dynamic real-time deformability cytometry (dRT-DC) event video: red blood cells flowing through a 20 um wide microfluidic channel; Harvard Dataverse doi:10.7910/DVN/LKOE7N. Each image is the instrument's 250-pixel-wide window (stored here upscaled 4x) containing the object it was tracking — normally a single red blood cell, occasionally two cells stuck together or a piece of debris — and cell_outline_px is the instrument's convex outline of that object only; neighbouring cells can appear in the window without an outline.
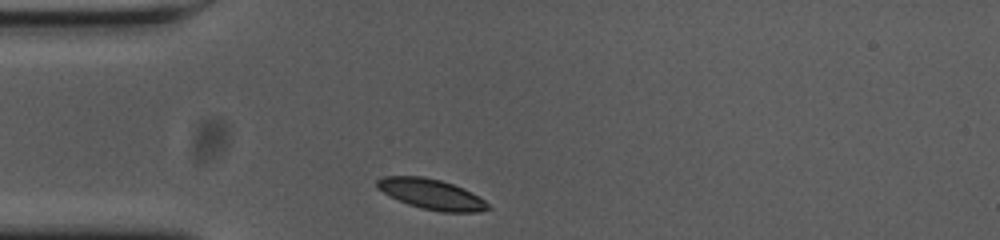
{"species": "common noctule bat (a hibernating species)", "species_latin": "Nyctalus noctula", "temperature_condition": "cold", "stored_images_in_passage": 31, "camera_frame_rate_fps": 3000, "um_per_image_px": 0.085, "animal": {"sex": "female", "body_mass_g": 23.0, "forearm_length_mm": 53.4}, "frame": {"image": 1, "passage_image": 1, "time_ms": 0.0, "image_size_px": [1000, 240], "cell_outline_px": [[492, 208], [480, 212], [444, 212], [420, 208], [408, 204], [376, 188], [376, 180], [384, 176], [424, 176], [440, 180], [464, 188], [484, 200]], "centroid_in_image_um": [36.68, 16.5], "position_along_channel_um": 48.3, "area_um2": 19.48}}
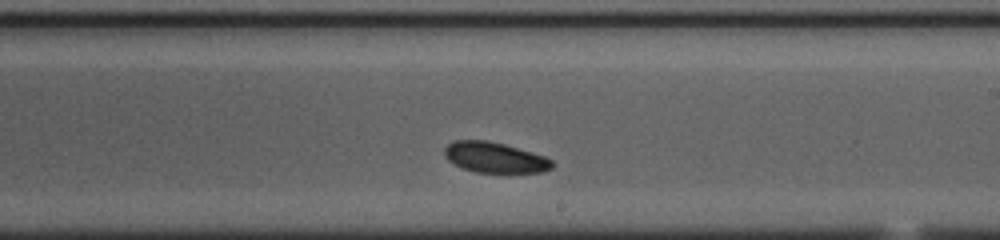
{"frame": {"image": 2, "passage_image": 19, "time_ms": 6.0, "image_size_px": [1000, 240], "cell_outline_px": [[556, 164], [552, 168], [544, 172], [476, 172], [464, 168], [448, 160], [444, 156], [444, 148], [448, 144], [456, 140], [488, 140], [504, 144], [532, 152], [544, 156], [552, 160]], "centroid_in_image_um": [42.08, 13.38], "position_along_channel_um": 246.9, "area_um2": 19.07}}
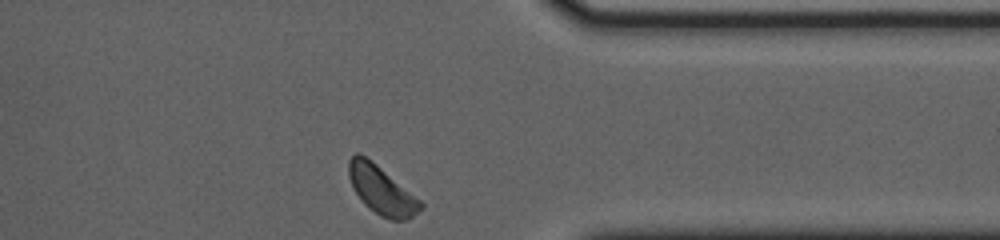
{"frame": {"image": 3, "passage_image": 31, "time_ms": 10.0, "image_size_px": [1000, 240], "cell_outline_px": [[424, 208], [412, 216], [404, 220], [392, 220], [380, 216], [368, 208], [364, 204], [352, 188], [348, 176], [348, 160], [356, 152], [372, 160], [420, 200], [424, 204]], "centroid_in_image_um": [32.41, 16.16], "position_along_channel_um": 379.0, "area_um2": 20.23}, "authors_computed_cell_mechanics": {"area_um2": 19.5942, "velocity_mm_per_s": 3.5344, "shape_relaxation_time_tau1_ms": 1.3543, "shape_relaxation_time_tau2_ms": 3.9249, "deformation_change_tau1": 0.0395, "deformation_change_tau2": 0.0694}}